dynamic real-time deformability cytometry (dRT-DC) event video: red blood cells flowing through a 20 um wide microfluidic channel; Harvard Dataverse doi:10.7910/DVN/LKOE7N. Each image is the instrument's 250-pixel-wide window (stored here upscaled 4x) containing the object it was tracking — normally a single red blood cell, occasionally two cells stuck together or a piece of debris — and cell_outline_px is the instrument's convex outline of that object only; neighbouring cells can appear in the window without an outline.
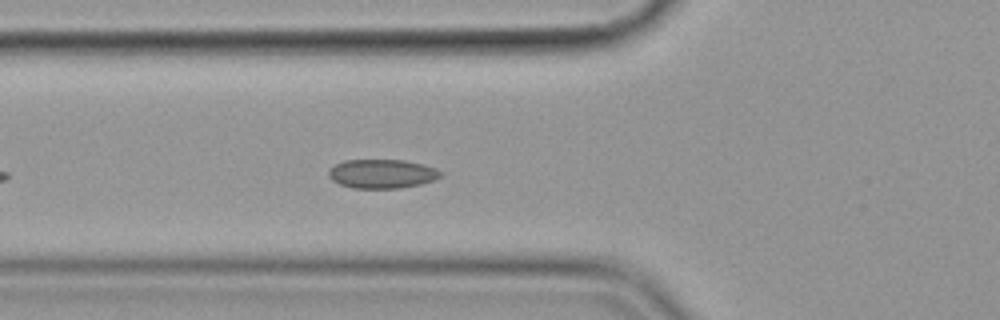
{"species": "common noctule bat (a hibernating species)", "species_latin": "Nyctalus noctula", "temperature_condition": "cold", "stored_images_in_passage": 40, "camera_frame_rate_fps": 3000, "um_per_image_px": 0.085, "animal": {"sex": "female", "body_mass_g": 19.9}, "frame": {"image": 1, "passage_image": 9, "time_ms": 2.667, "image_size_px": [1000, 320], "cell_outline_px": [[440, 176], [432, 180], [420, 184], [400, 188], [352, 188], [340, 184], [332, 180], [328, 176], [328, 168], [344, 160], [404, 160], [424, 164], [436, 168], [440, 172]], "centroid_in_image_um": [32.43, 14.76], "position_along_channel_um": 93.4, "area_um2": 18.9}}
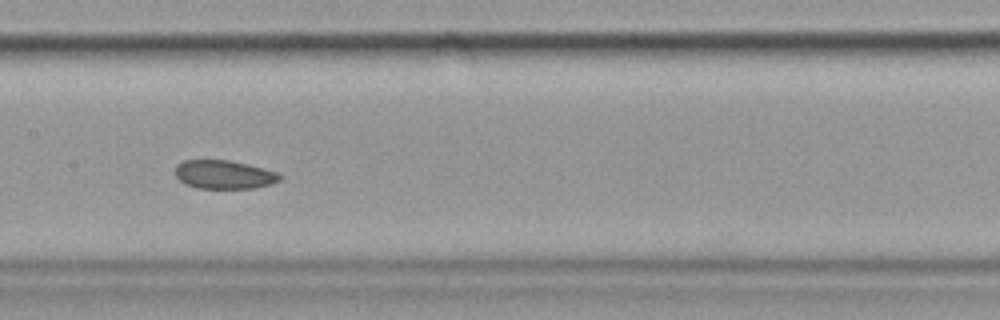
{"frame": {"image": 2, "passage_image": 17, "time_ms": 5.333, "image_size_px": [1000, 320], "cell_outline_px": [[284, 176], [280, 180], [272, 184], [256, 188], [196, 188], [184, 184], [176, 176], [176, 164], [184, 160], [228, 160], [248, 164], [280, 172]], "centroid_in_image_um": [19.09, 14.84], "position_along_channel_um": 188.3, "area_um2": 17.69}}
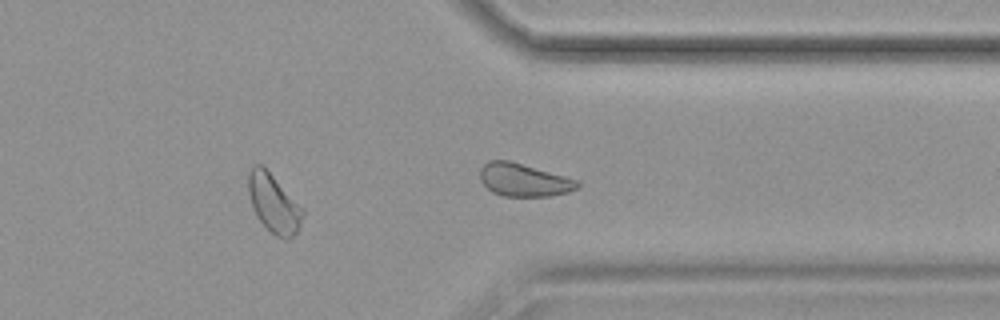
{"frame": {"image": 3, "passage_image": 32, "time_ms": 10.333, "image_size_px": [1000, 320], "cell_outline_px": [[304, 216], [296, 232], [288, 240], [276, 236], [256, 216], [252, 208], [248, 192], [248, 172], [252, 164], [260, 164], [304, 208]], "centroid_in_image_um": [23.25, 17.29], "position_along_channel_um": 388.1, "area_um2": 18.32}, "authors_computed_cell_mechanics": {"area_um2": 18.4382, "velocity_mm_per_s": 3.562, "shape_relaxation_time_tau1_ms": null, "shape_relaxation_time_tau2_ms": 5.6003, "deformation_change_tau1": null, "deformation_change_tau2": 0.0703}}